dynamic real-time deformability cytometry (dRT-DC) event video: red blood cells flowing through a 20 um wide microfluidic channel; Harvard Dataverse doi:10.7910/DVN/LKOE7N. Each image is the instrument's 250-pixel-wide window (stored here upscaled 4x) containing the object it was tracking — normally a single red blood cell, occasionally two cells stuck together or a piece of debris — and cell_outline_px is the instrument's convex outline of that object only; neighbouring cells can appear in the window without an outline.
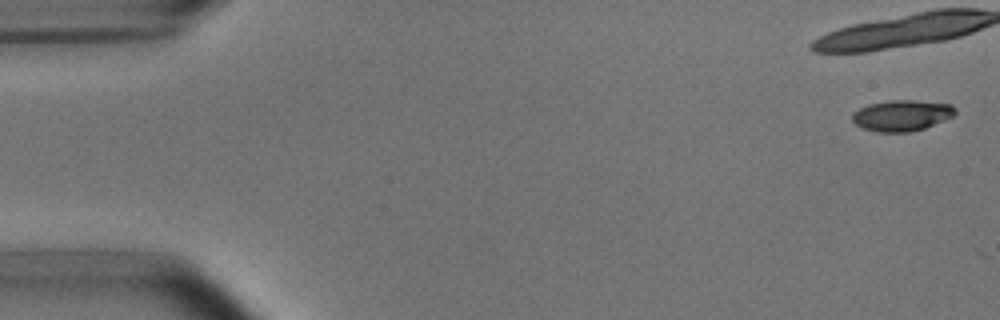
{"species": "common noctule bat (a hibernating species)", "species_latin": "Nyctalus noctula", "temperature_condition": "room temperature", "stored_images_in_passage": 8, "camera_frame_rate_fps": 3000, "um_per_image_px": 0.085, "animal": {"sex": "male", "body_mass_g": 15.6}, "frame": {"image": 1, "passage_image": 1, "time_ms": 0.0, "image_size_px": [1000, 320], "cell_outline_px": [[956, 112], [952, 116], [944, 120], [924, 128], [908, 132], [876, 132], [864, 128], [856, 124], [852, 120], [852, 112], [868, 104], [892, 100], [912, 100], [952, 104], [956, 108]], "centroid_in_image_um": [76.64, 9.81], "position_along_channel_um": 8.4, "area_um2": 18.5}}